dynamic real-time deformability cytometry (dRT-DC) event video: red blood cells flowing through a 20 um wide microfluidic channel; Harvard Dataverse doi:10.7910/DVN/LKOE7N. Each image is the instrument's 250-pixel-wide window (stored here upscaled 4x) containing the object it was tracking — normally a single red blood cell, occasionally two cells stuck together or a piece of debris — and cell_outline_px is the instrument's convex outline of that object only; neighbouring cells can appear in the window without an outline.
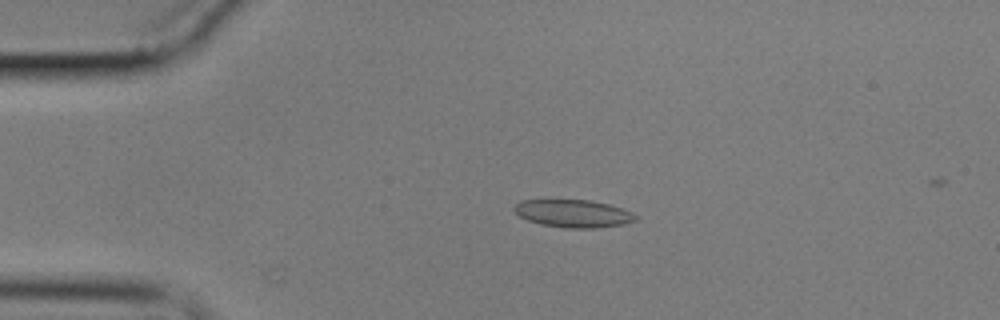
{"species": "common noctule bat (a hibernating species)", "species_latin": "Nyctalus noctula", "temperature_condition": "cold", "stored_images_in_passage": 3, "camera_frame_rate_fps": 3000, "um_per_image_px": 0.085, "animal": {"sex": "male", "body_mass_g": 17.9}, "frame": {"image": 1, "passage_image": 3, "time_ms": 0.667, "image_size_px": [1000, 320], "cell_outline_px": [[636, 220], [624, 224], [596, 228], [568, 228], [544, 224], [528, 220], [520, 216], [512, 208], [520, 200], [588, 200], [608, 204], [632, 212], [636, 216]], "centroid_in_image_um": [48.73, 18.14], "position_along_channel_um": 36.3, "area_um2": 19.31}}